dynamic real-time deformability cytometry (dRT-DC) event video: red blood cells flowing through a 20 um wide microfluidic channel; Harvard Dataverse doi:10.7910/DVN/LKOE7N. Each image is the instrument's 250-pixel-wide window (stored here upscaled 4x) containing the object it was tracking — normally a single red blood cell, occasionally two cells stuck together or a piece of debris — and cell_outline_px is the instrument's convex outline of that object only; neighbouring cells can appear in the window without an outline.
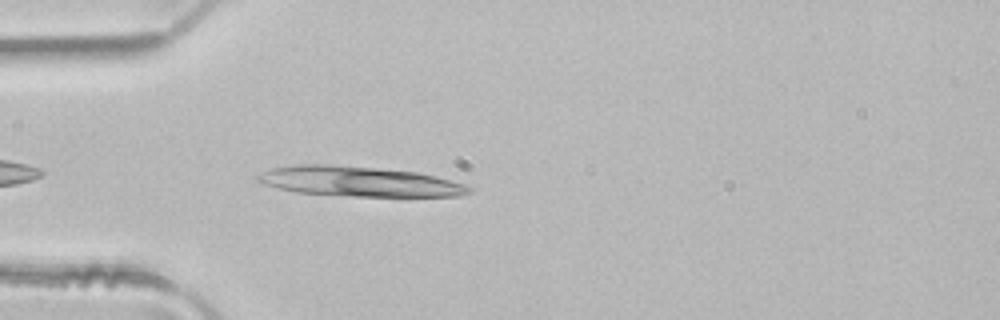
{"species": "common noctule bat (a hibernating species)", "species_latin": "Nyctalus noctula", "temperature_condition": "room temperature", "stored_images_in_passage": 38, "camera_frame_rate_fps": 3000, "um_per_image_px": 0.085, "animal": {"sex": "male", "body_mass_g": 21.5, "forearm_length_mm": 52.0}, "frame": {"image": 1, "passage_image": 3, "time_ms": 0.667, "image_size_px": [1000, 320], "cell_outline_px": [[472, 192], [460, 196], [356, 196], [296, 192], [264, 184], [256, 180], [256, 176], [272, 168], [296, 164], [332, 164], [416, 172], [436, 176], [464, 184], [472, 188]], "centroid_in_image_um": [30.54, 15.42], "position_along_channel_um": 54.5, "area_um2": 36.59}}